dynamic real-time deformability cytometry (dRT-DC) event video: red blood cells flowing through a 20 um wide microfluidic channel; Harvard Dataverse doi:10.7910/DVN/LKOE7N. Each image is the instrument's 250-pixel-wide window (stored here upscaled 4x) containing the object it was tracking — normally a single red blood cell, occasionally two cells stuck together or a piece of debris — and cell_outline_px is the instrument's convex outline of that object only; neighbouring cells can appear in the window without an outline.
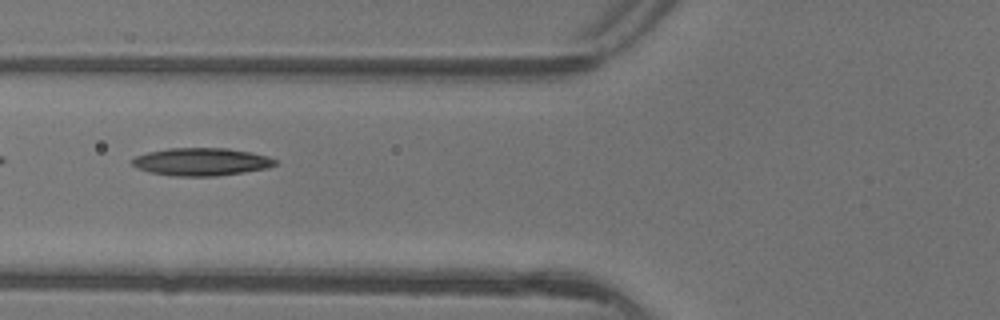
{"species": "common noctule bat (a hibernating species)", "species_latin": "Nyctalus noctula", "temperature_condition": "warm", "stored_images_in_passage": 5, "camera_frame_rate_fps": 3000, "um_per_image_px": 0.085, "animal": {"sex": "female"}, "frame": {"image": 1, "passage_image": 4, "time_ms": 1.0, "image_size_px": [1000, 320], "cell_outline_px": [[276, 164], [268, 168], [244, 172], [216, 176], [172, 176], [148, 172], [132, 164], [128, 160], [136, 156], [148, 152], [168, 148], [228, 148], [268, 156], [276, 160]], "centroid_in_image_um": [17.08, 13.75], "position_along_channel_um": 108.7, "area_um2": 23.12}}
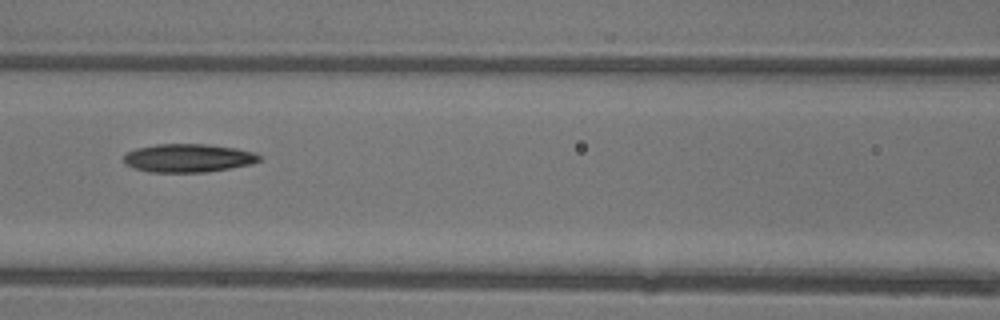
{"frame": {"image": 2, "passage_image": 5, "time_ms": 1.333, "image_size_px": [1000, 320], "cell_outline_px": [[260, 160], [252, 164], [204, 172], [148, 172], [124, 164], [124, 156], [128, 152], [136, 148], [156, 144], [208, 144], [236, 148], [252, 152], [260, 156]], "centroid_in_image_um": [15.98, 13.43], "position_along_channel_um": 150.6, "area_um2": 22.25}}